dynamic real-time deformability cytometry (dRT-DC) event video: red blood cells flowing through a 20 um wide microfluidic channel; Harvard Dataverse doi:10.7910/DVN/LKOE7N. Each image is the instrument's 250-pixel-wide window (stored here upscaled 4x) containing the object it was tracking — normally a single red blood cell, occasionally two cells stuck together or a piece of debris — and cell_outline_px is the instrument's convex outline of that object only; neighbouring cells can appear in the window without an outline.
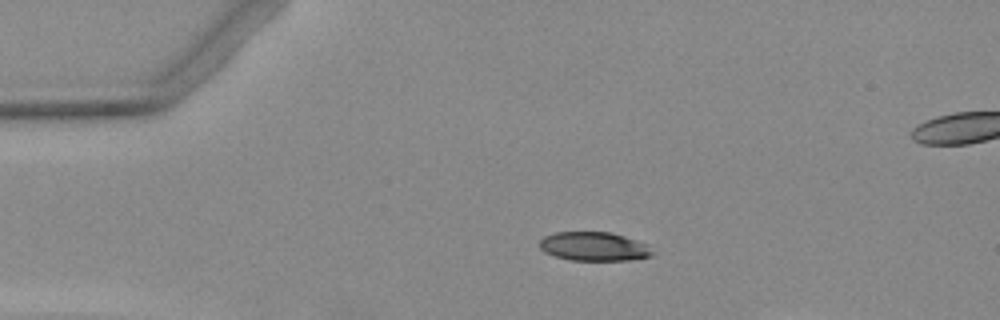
{"species": "Egyptian fruit bat (a non-hibernating species)", "species_latin": "Rousettus aegyptiacus", "temperature_condition": "warm", "stored_images_in_passage": 2, "camera_frame_rate_fps": 3000, "um_per_image_px": 0.085, "animal": {"sex": "female"}, "frame": {"image": 1, "passage_image": 1, "time_ms": 0.0, "image_size_px": [1000, 320], "cell_outline_px": [[656, 252], [652, 256], [632, 260], [572, 260], [556, 256], [544, 252], [540, 248], [540, 240], [544, 236], [556, 232], [612, 232], [648, 244]], "centroid_in_image_um": [50.54, 20.95], "position_along_channel_um": 34.5, "area_um2": 19.13}}